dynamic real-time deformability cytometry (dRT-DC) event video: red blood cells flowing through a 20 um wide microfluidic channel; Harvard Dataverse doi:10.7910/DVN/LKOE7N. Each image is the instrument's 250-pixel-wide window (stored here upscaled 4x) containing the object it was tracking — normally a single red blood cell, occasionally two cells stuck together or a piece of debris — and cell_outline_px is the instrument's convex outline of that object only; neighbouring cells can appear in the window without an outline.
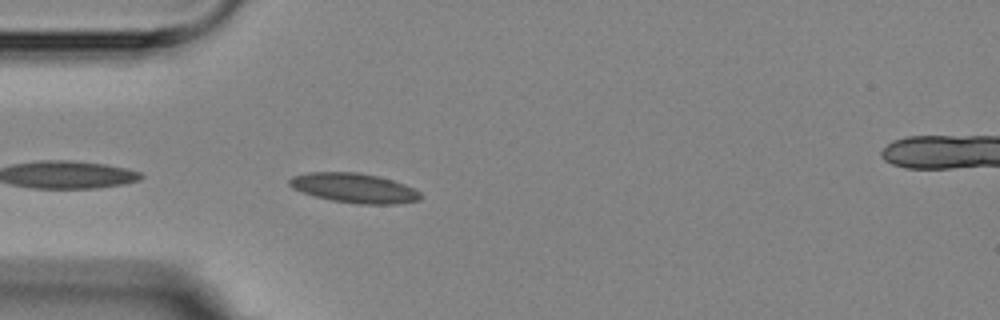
{"species": "Egyptian fruit bat (a non-hibernating species)", "species_latin": "Rousettus aegyptiacus", "temperature_condition": "room temperature", "stored_images_in_passage": 6, "segment_of_instrument_passage": [1, 2], "camera_frame_rate_fps": 3000, "um_per_image_px": 0.085, "animal": {"sex": "female"}, "frame": {"image": 1, "passage_image": 5, "time_ms": 4.667, "image_size_px": [1000, 320], "cell_outline_px": [[420, 200], [396, 204], [356, 204], [332, 200], [316, 196], [292, 188], [288, 184], [288, 180], [292, 176], [308, 172], [356, 172], [380, 176], [404, 184], [420, 192]], "centroid_in_image_um": [30.09, 15.97], "position_along_channel_um": 54.9, "area_um2": 22.54}}